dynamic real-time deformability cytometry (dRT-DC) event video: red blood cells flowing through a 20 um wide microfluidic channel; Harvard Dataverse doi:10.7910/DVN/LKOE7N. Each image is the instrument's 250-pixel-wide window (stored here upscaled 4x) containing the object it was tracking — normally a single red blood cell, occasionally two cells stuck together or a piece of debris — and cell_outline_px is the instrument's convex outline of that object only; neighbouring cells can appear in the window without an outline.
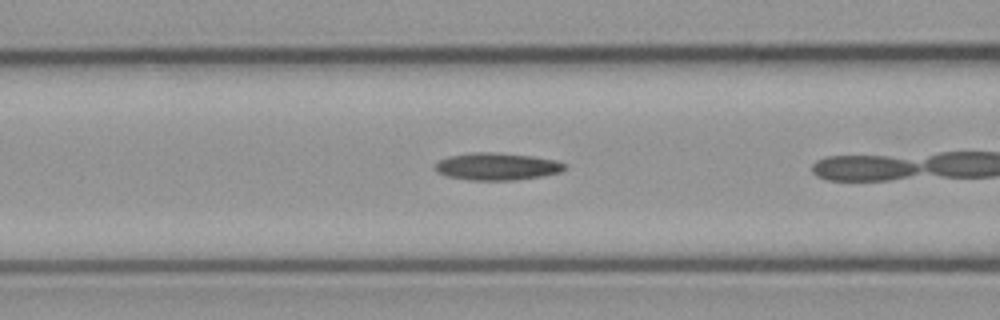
{"species": "common noctule bat (a hibernating species)", "species_latin": "Nyctalus noctula", "temperature_condition": "cold", "stored_images_in_passage": 7, "camera_frame_rate_fps": 3000, "um_per_image_px": 0.085, "animal": {"sex": "male", "body_mass_g": 23.1, "forearm_length_mm": 52.7}, "frame": {"image": 1, "passage_image": 5, "time_ms": 1.333, "image_size_px": [1000, 320], "cell_outline_px": [[564, 168], [560, 172], [540, 176], [512, 180], [468, 180], [448, 176], [436, 172], [432, 168], [432, 164], [448, 156], [472, 152], [496, 152], [532, 156], [556, 160], [564, 164]], "centroid_in_image_um": [42.15, 14.14], "position_along_channel_um": 124.5, "area_um2": 20.63}}